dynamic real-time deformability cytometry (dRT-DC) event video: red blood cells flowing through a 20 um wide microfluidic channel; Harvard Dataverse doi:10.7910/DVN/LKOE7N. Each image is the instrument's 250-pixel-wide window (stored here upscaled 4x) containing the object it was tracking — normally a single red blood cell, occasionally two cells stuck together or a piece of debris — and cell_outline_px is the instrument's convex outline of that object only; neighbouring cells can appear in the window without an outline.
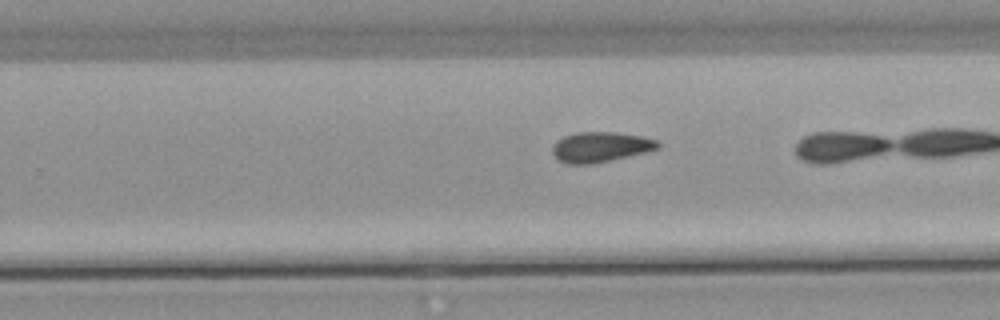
{"species": "common noctule bat (a hibernating species)", "species_latin": "Nyctalus noctula", "temperature_condition": "warm", "stored_images_in_passage": 24, "camera_frame_rate_fps": 3000, "um_per_image_px": 0.085, "animal": {"sex": "male", "body_mass_g": 21.5, "forearm_length_mm": 52.0}, "frame": {"image": 1, "passage_image": 17, "time_ms": 5.333, "image_size_px": [1000, 320], "cell_outline_px": [[660, 148], [644, 152], [592, 164], [568, 164], [560, 160], [552, 152], [552, 144], [556, 140], [564, 136], [576, 132], [616, 132], [640, 136], [656, 140], [660, 144]], "centroid_in_image_um": [51.0, 12.48], "position_along_channel_um": 278.8, "area_um2": 18.38}}